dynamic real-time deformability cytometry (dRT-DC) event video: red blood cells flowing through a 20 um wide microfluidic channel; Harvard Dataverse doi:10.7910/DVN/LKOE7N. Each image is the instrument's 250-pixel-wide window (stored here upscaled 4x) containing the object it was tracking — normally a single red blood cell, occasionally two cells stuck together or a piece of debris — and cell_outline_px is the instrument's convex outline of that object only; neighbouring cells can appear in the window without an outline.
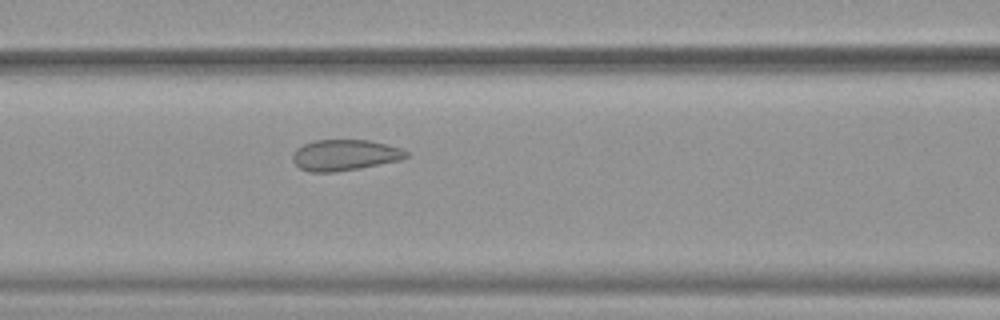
{"species": "common noctule bat (a hibernating species)", "species_latin": "Nyctalus noctula", "temperature_condition": "warm", "stored_images_in_passage": 36, "camera_frame_rate_fps": 3000, "um_per_image_px": 0.085, "animal": {"sex": "female", "body_mass_g": 19.9}, "frame": {"image": 1, "passage_image": 15, "time_ms": 4.667, "image_size_px": [1000, 320], "cell_outline_px": [[408, 156], [400, 160], [360, 168], [336, 172], [308, 172], [300, 168], [292, 160], [292, 156], [296, 148], [304, 144], [316, 140], [368, 140], [388, 144], [400, 148], [408, 152]], "centroid_in_image_um": [29.29, 13.18], "position_along_channel_um": 137.3, "area_um2": 20.52}}
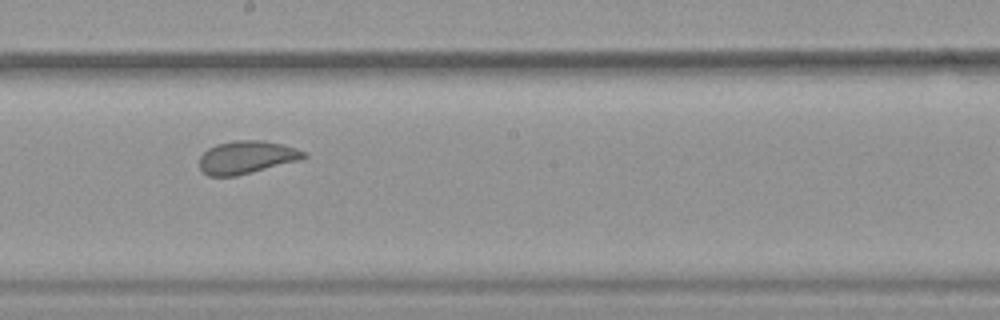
{"frame": {"image": 2, "passage_image": 22, "time_ms": 7.0, "image_size_px": [1000, 320], "cell_outline_px": [[308, 156], [300, 160], [236, 176], [208, 176], [200, 168], [200, 156], [208, 148], [216, 144], [232, 140], [264, 140], [296, 148], [308, 152]], "centroid_in_image_um": [20.97, 13.36], "position_along_channel_um": 227.2, "area_um2": 20.06}}
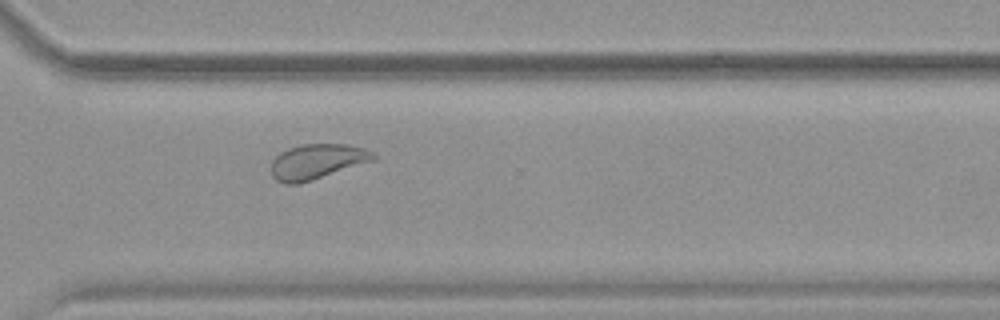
{"frame": {"image": 3, "passage_image": 31, "time_ms": 10.0, "image_size_px": [1000, 320], "cell_outline_px": [[376, 160], [300, 184], [284, 184], [276, 180], [272, 176], [272, 160], [280, 152], [288, 148], [304, 144], [348, 144], [364, 148], [372, 152], [376, 156]], "centroid_in_image_um": [26.95, 13.74], "position_along_channel_um": 343.6, "area_um2": 21.04}}